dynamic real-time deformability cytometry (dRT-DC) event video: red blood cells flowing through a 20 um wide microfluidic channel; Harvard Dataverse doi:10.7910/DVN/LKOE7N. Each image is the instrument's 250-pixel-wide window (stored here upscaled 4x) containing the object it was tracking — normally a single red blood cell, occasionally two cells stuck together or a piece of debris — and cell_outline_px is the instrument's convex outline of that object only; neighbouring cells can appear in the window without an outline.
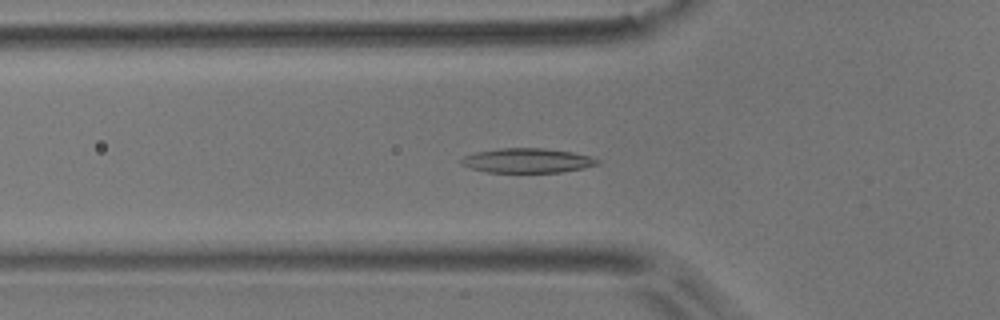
{"species": "common noctule bat (a hibernating species)", "species_latin": "Nyctalus noctula", "temperature_condition": "room temperature", "stored_images_in_passage": 54, "camera_frame_rate_fps": 3000, "um_per_image_px": 0.085, "animal": {"sex": "male", "body_mass_g": 17.9}, "frame": {"image": 1, "passage_image": 18, "time_ms": 5.667, "image_size_px": [1000, 320], "cell_outline_px": [[600, 164], [584, 168], [560, 172], [488, 172], [472, 168], [460, 164], [460, 160], [464, 156], [476, 152], [500, 148], [544, 148], [572, 152], [588, 156], [600, 160]], "centroid_in_image_um": [44.83, 13.64], "position_along_channel_um": 81.0, "area_um2": 19.36}}
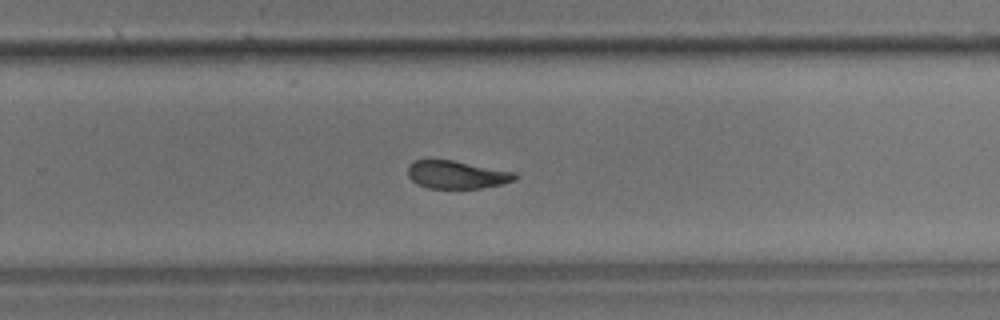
{"frame": {"image": 2, "passage_image": 35, "time_ms": 11.333, "image_size_px": [1000, 320], "cell_outline_px": [[516, 180], [500, 184], [480, 188], [428, 188], [416, 184], [408, 176], [408, 168], [416, 160], [452, 160], [516, 172]], "centroid_in_image_um": [38.83, 14.85], "position_along_channel_um": 291.0, "area_um2": 17.22}}
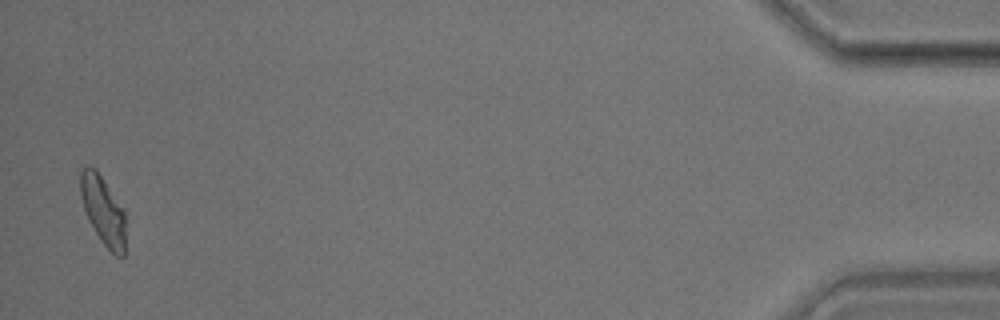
{"frame": {"image": 3, "passage_image": 53, "time_ms": 17.333, "image_size_px": [1000, 320], "cell_outline_px": [[124, 256], [116, 256], [100, 240], [88, 220], [80, 196], [80, 172], [88, 164], [96, 168], [124, 208]], "centroid_in_image_um": [8.74, 17.83], "position_along_channel_um": 426.5, "area_um2": 18.09}, "authors_computed_cell_mechanics": {"area_um2": 18.8139, "velocity_mm_per_s": 3.7045, "shape_relaxation_time_tau1_ms": 5.1684, "shape_relaxation_time_tau2_ms": 2.8999, "deformation_change_tau1": 0.1616, "deformation_change_tau2": 0.096}}